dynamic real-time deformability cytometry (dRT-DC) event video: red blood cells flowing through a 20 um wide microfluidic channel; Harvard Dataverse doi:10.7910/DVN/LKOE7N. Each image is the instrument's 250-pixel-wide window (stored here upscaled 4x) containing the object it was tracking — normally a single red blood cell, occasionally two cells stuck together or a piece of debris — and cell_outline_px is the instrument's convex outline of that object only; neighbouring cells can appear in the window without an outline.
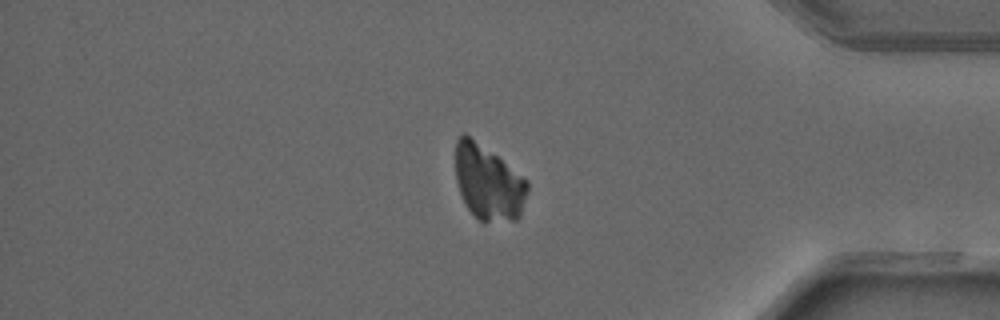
{"species": "common noctule bat (a hibernating species)", "species_latin": "Nyctalus noctula", "temperature_condition": "warm", "stored_images_in_passage": 45, "camera_frame_rate_fps": 3000, "um_per_image_px": 0.085, "animal": {"sex": "male", "forearm_length_mm": 52.5}, "frame": {"image": 1, "passage_image": 37, "time_ms": 12.0, "image_size_px": [1000, 320], "cell_outline_px": [[528, 192], [520, 216], [516, 220], [476, 220], [468, 208], [460, 192], [456, 180], [456, 140], [464, 132], [528, 180]], "centroid_in_image_um": [41.51, 15.53], "position_along_channel_um": 393.7, "area_um2": 30.98}}
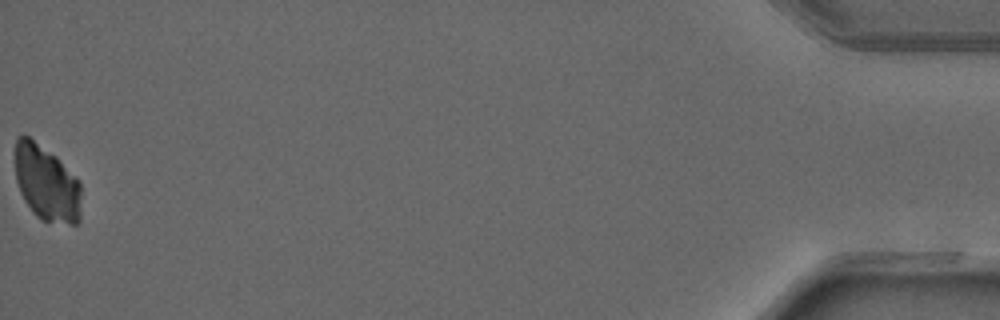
{"frame": {"image": 2, "passage_image": 45, "time_ms": 14.667, "image_size_px": [1000, 320], "cell_outline_px": [[80, 220], [76, 224], [72, 224], [40, 220], [32, 212], [24, 200], [20, 192], [16, 180], [12, 152], [16, 136], [28, 136], [56, 156], [80, 180]], "centroid_in_image_um": [3.91, 15.54], "position_along_channel_um": 431.3, "area_um2": 29.82}}